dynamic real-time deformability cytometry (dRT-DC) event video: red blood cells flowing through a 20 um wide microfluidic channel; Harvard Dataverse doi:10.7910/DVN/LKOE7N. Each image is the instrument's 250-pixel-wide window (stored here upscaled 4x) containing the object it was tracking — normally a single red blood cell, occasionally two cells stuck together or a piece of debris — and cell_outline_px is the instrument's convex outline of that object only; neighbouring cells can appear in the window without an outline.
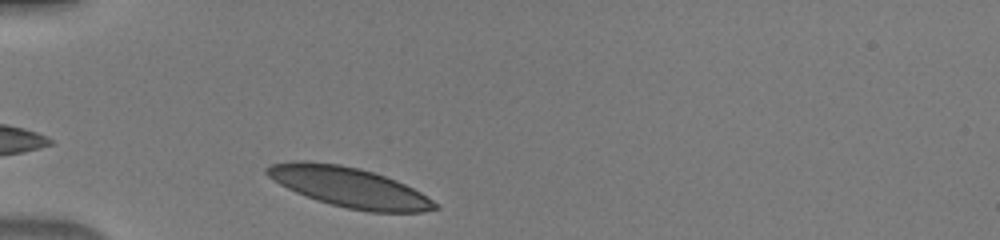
{"species": "human", "species_latin": "Homo sapiens", "temperature_condition": "warm", "stored_images_in_passage": 30, "camera_frame_rate_fps": 3000, "um_per_image_px": 0.085, "donor": {"sex": "male"}, "frame": {"image": 1, "passage_image": 1, "time_ms": 0.0, "image_size_px": [1000, 240], "cell_outline_px": [[440, 208], [424, 212], [368, 212], [348, 208], [316, 200], [296, 192], [280, 184], [268, 176], [264, 172], [264, 168], [272, 164], [292, 160], [304, 160], [340, 164], [360, 168], [396, 180], [420, 192], [432, 200]], "centroid_in_image_um": [29.65, 15.9], "position_along_channel_um": 55.3, "area_um2": 38.96}}
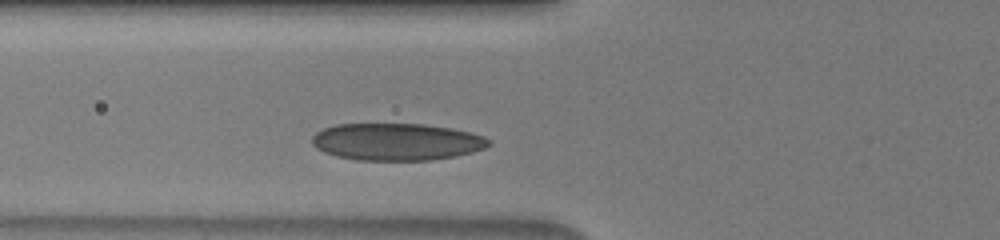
{"frame": {"image": 2, "passage_image": 5, "time_ms": 1.333, "image_size_px": [1000, 240], "cell_outline_px": [[492, 144], [484, 148], [472, 152], [456, 156], [432, 160], [356, 160], [336, 156], [324, 152], [316, 148], [312, 144], [312, 136], [316, 132], [324, 128], [336, 124], [424, 124], [452, 128], [472, 132], [484, 136], [492, 140]], "centroid_in_image_um": [33.74, 12.05], "position_along_channel_um": 92.1, "area_um2": 38.55}}